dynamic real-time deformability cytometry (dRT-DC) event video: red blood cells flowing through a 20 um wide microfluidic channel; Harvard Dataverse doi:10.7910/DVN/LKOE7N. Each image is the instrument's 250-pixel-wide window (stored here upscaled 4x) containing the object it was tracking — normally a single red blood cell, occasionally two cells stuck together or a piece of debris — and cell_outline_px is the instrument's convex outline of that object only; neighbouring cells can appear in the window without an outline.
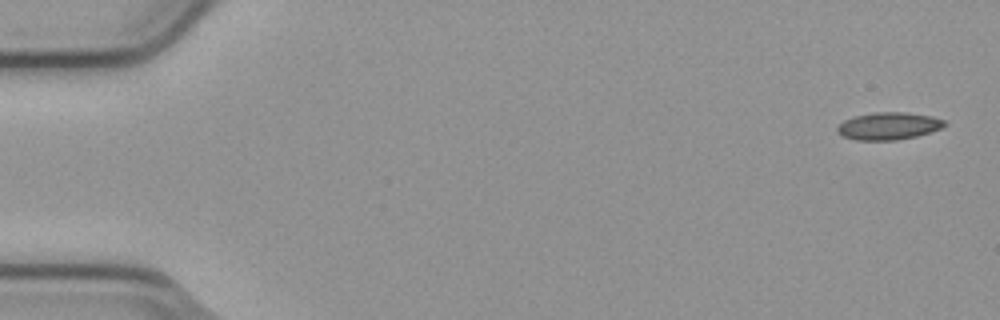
{"species": "common noctule bat (a hibernating species)", "species_latin": "Nyctalus noctula", "temperature_condition": "cold", "stored_images_in_passage": 4, "camera_frame_rate_fps": 3000, "um_per_image_px": 0.085, "animal": {"sex": "male", "body_mass_g": 23.1, "forearm_length_mm": 52.7}, "frame": {"image": 1, "passage_image": 1, "time_ms": 0.0, "image_size_px": [1000, 320], "cell_outline_px": [[948, 124], [940, 128], [916, 136], [896, 140], [856, 140], [840, 136], [836, 132], [836, 128], [844, 120], [856, 116], [876, 112], [904, 112], [932, 116], [944, 120]], "centroid_in_image_um": [75.5, 10.71], "position_along_channel_um": 9.5, "area_um2": 17.05}}